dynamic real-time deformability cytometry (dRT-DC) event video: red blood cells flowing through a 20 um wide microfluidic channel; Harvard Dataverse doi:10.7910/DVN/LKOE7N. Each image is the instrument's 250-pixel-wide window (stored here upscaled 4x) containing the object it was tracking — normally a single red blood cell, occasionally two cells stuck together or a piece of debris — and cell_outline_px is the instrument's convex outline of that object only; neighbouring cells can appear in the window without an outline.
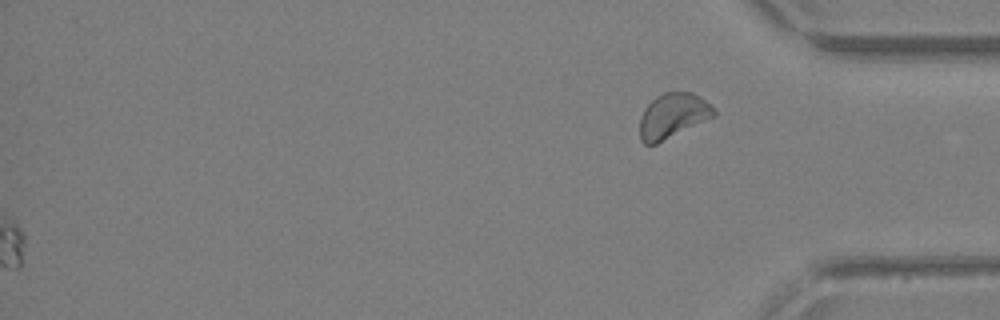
{"species": "Egyptian fruit bat (a non-hibernating species)", "species_latin": "Rousettus aegyptiacus", "temperature_condition": "warm", "stored_images_in_passage": 40, "segment_of_instrument_passage": [2, 2], "camera_frame_rate_fps": 3000, "um_per_image_px": 0.085, "animal": {"sex": "female"}, "frame": {"image": 1, "passage_image": 40, "time_ms": 13.0, "image_size_px": [1000, 320], "cell_outline_px": [[716, 116], [656, 144], [644, 144], [640, 140], [640, 116], [644, 108], [656, 96], [664, 92], [692, 92], [700, 96], [716, 112]], "centroid_in_image_um": [57.17, 9.84], "position_along_channel_um": 378.0, "area_um2": 19.36}}